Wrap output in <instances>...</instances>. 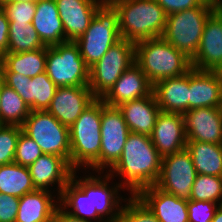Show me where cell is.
I'll return each instance as SVG.
<instances>
[{"label": "cell", "instance_id": "6da1fadb", "mask_svg": "<svg viewBox=\"0 0 222 222\" xmlns=\"http://www.w3.org/2000/svg\"><path fill=\"white\" fill-rule=\"evenodd\" d=\"M161 161L150 136L130 132L120 159L108 169V173L113 178L119 175L120 185L130 195H136L141 189L156 184Z\"/></svg>", "mask_w": 222, "mask_h": 222}, {"label": "cell", "instance_id": "7a4b0ae2", "mask_svg": "<svg viewBox=\"0 0 222 222\" xmlns=\"http://www.w3.org/2000/svg\"><path fill=\"white\" fill-rule=\"evenodd\" d=\"M102 99L96 98L69 128L70 166L100 172Z\"/></svg>", "mask_w": 222, "mask_h": 222}, {"label": "cell", "instance_id": "3957f363", "mask_svg": "<svg viewBox=\"0 0 222 222\" xmlns=\"http://www.w3.org/2000/svg\"><path fill=\"white\" fill-rule=\"evenodd\" d=\"M119 14L121 39L137 43L161 37L167 14L155 0H108Z\"/></svg>", "mask_w": 222, "mask_h": 222}, {"label": "cell", "instance_id": "277c9868", "mask_svg": "<svg viewBox=\"0 0 222 222\" xmlns=\"http://www.w3.org/2000/svg\"><path fill=\"white\" fill-rule=\"evenodd\" d=\"M135 63L152 85L163 79L179 77L192 69L191 59L162 37L135 43Z\"/></svg>", "mask_w": 222, "mask_h": 222}, {"label": "cell", "instance_id": "5b68a950", "mask_svg": "<svg viewBox=\"0 0 222 222\" xmlns=\"http://www.w3.org/2000/svg\"><path fill=\"white\" fill-rule=\"evenodd\" d=\"M214 11L210 1L205 0L198 7L167 15L161 37L192 60L199 48L205 23Z\"/></svg>", "mask_w": 222, "mask_h": 222}, {"label": "cell", "instance_id": "8992f818", "mask_svg": "<svg viewBox=\"0 0 222 222\" xmlns=\"http://www.w3.org/2000/svg\"><path fill=\"white\" fill-rule=\"evenodd\" d=\"M121 40L119 14L106 0L96 11L88 29L75 41L85 64L91 67Z\"/></svg>", "mask_w": 222, "mask_h": 222}, {"label": "cell", "instance_id": "52a82bcc", "mask_svg": "<svg viewBox=\"0 0 222 222\" xmlns=\"http://www.w3.org/2000/svg\"><path fill=\"white\" fill-rule=\"evenodd\" d=\"M45 72L57 87L89 85V67L72 41L47 46Z\"/></svg>", "mask_w": 222, "mask_h": 222}, {"label": "cell", "instance_id": "ba28073f", "mask_svg": "<svg viewBox=\"0 0 222 222\" xmlns=\"http://www.w3.org/2000/svg\"><path fill=\"white\" fill-rule=\"evenodd\" d=\"M135 63V43L121 39L102 58L89 67V88L102 99L122 73Z\"/></svg>", "mask_w": 222, "mask_h": 222}, {"label": "cell", "instance_id": "9c48e42d", "mask_svg": "<svg viewBox=\"0 0 222 222\" xmlns=\"http://www.w3.org/2000/svg\"><path fill=\"white\" fill-rule=\"evenodd\" d=\"M21 127L44 154L62 157L70 164L69 127L60 123L52 114L46 110L30 111Z\"/></svg>", "mask_w": 222, "mask_h": 222}, {"label": "cell", "instance_id": "30bf717a", "mask_svg": "<svg viewBox=\"0 0 222 222\" xmlns=\"http://www.w3.org/2000/svg\"><path fill=\"white\" fill-rule=\"evenodd\" d=\"M77 173V171H73L70 180L83 193H91L92 212H97L105 222H112L123 206L122 201L124 202L127 199L122 198L119 193L124 188L119 182L115 185L112 183V186H110L109 183L113 177L108 172H105L106 174L97 172V175L90 172L85 177H78ZM102 174L103 176H101Z\"/></svg>", "mask_w": 222, "mask_h": 222}, {"label": "cell", "instance_id": "8fae6325", "mask_svg": "<svg viewBox=\"0 0 222 222\" xmlns=\"http://www.w3.org/2000/svg\"><path fill=\"white\" fill-rule=\"evenodd\" d=\"M196 176L192 158L185 148L162 157L160 176L155 186L178 198L190 200Z\"/></svg>", "mask_w": 222, "mask_h": 222}, {"label": "cell", "instance_id": "7c38bea8", "mask_svg": "<svg viewBox=\"0 0 222 222\" xmlns=\"http://www.w3.org/2000/svg\"><path fill=\"white\" fill-rule=\"evenodd\" d=\"M130 133L118 107L106 105L102 100L100 172L108 171L122 154Z\"/></svg>", "mask_w": 222, "mask_h": 222}, {"label": "cell", "instance_id": "4fadbf2b", "mask_svg": "<svg viewBox=\"0 0 222 222\" xmlns=\"http://www.w3.org/2000/svg\"><path fill=\"white\" fill-rule=\"evenodd\" d=\"M2 81L16 91L31 111L47 110L57 89L46 72L32 78L18 73H2Z\"/></svg>", "mask_w": 222, "mask_h": 222}, {"label": "cell", "instance_id": "5bb4252c", "mask_svg": "<svg viewBox=\"0 0 222 222\" xmlns=\"http://www.w3.org/2000/svg\"><path fill=\"white\" fill-rule=\"evenodd\" d=\"M95 99L89 86L57 87L46 111L70 128Z\"/></svg>", "mask_w": 222, "mask_h": 222}, {"label": "cell", "instance_id": "9a60e30c", "mask_svg": "<svg viewBox=\"0 0 222 222\" xmlns=\"http://www.w3.org/2000/svg\"><path fill=\"white\" fill-rule=\"evenodd\" d=\"M28 169L35 189L53 190V193L57 189L56 196L59 198L74 171L64 158L53 154H43ZM54 185L57 188H51Z\"/></svg>", "mask_w": 222, "mask_h": 222}, {"label": "cell", "instance_id": "2e32d148", "mask_svg": "<svg viewBox=\"0 0 222 222\" xmlns=\"http://www.w3.org/2000/svg\"><path fill=\"white\" fill-rule=\"evenodd\" d=\"M150 139L161 157L184 150L187 136L183 114L161 111Z\"/></svg>", "mask_w": 222, "mask_h": 222}, {"label": "cell", "instance_id": "e0dca14e", "mask_svg": "<svg viewBox=\"0 0 222 222\" xmlns=\"http://www.w3.org/2000/svg\"><path fill=\"white\" fill-rule=\"evenodd\" d=\"M187 141L222 144V107H204L183 114Z\"/></svg>", "mask_w": 222, "mask_h": 222}, {"label": "cell", "instance_id": "ac0fdd59", "mask_svg": "<svg viewBox=\"0 0 222 222\" xmlns=\"http://www.w3.org/2000/svg\"><path fill=\"white\" fill-rule=\"evenodd\" d=\"M106 0H55L65 31V40L75 42L90 26L97 9Z\"/></svg>", "mask_w": 222, "mask_h": 222}, {"label": "cell", "instance_id": "d6986e66", "mask_svg": "<svg viewBox=\"0 0 222 222\" xmlns=\"http://www.w3.org/2000/svg\"><path fill=\"white\" fill-rule=\"evenodd\" d=\"M191 64L194 69L210 71L222 66V17L216 10L205 23L199 48Z\"/></svg>", "mask_w": 222, "mask_h": 222}, {"label": "cell", "instance_id": "ffe728a7", "mask_svg": "<svg viewBox=\"0 0 222 222\" xmlns=\"http://www.w3.org/2000/svg\"><path fill=\"white\" fill-rule=\"evenodd\" d=\"M152 92V83L142 69L133 63L122 73L102 100L106 105L117 107L124 102L146 97Z\"/></svg>", "mask_w": 222, "mask_h": 222}, {"label": "cell", "instance_id": "44dd1931", "mask_svg": "<svg viewBox=\"0 0 222 222\" xmlns=\"http://www.w3.org/2000/svg\"><path fill=\"white\" fill-rule=\"evenodd\" d=\"M136 196L160 222H189L186 199L166 193L155 185L141 189Z\"/></svg>", "mask_w": 222, "mask_h": 222}, {"label": "cell", "instance_id": "7402d4cb", "mask_svg": "<svg viewBox=\"0 0 222 222\" xmlns=\"http://www.w3.org/2000/svg\"><path fill=\"white\" fill-rule=\"evenodd\" d=\"M222 107V87L215 71L190 70L189 110Z\"/></svg>", "mask_w": 222, "mask_h": 222}, {"label": "cell", "instance_id": "603a6c76", "mask_svg": "<svg viewBox=\"0 0 222 222\" xmlns=\"http://www.w3.org/2000/svg\"><path fill=\"white\" fill-rule=\"evenodd\" d=\"M190 71L179 77L160 80L153 85L157 104L163 112L184 114L189 110Z\"/></svg>", "mask_w": 222, "mask_h": 222}, {"label": "cell", "instance_id": "cb8c5ba5", "mask_svg": "<svg viewBox=\"0 0 222 222\" xmlns=\"http://www.w3.org/2000/svg\"><path fill=\"white\" fill-rule=\"evenodd\" d=\"M117 107L122 112L130 132L147 136L151 135L157 116L161 112L153 92L146 97L124 102Z\"/></svg>", "mask_w": 222, "mask_h": 222}, {"label": "cell", "instance_id": "d4e9b609", "mask_svg": "<svg viewBox=\"0 0 222 222\" xmlns=\"http://www.w3.org/2000/svg\"><path fill=\"white\" fill-rule=\"evenodd\" d=\"M52 194V191L36 189L20 197L15 222H52L59 207V197Z\"/></svg>", "mask_w": 222, "mask_h": 222}, {"label": "cell", "instance_id": "484cf974", "mask_svg": "<svg viewBox=\"0 0 222 222\" xmlns=\"http://www.w3.org/2000/svg\"><path fill=\"white\" fill-rule=\"evenodd\" d=\"M45 46L66 42L55 0H39L31 23Z\"/></svg>", "mask_w": 222, "mask_h": 222}, {"label": "cell", "instance_id": "4316f807", "mask_svg": "<svg viewBox=\"0 0 222 222\" xmlns=\"http://www.w3.org/2000/svg\"><path fill=\"white\" fill-rule=\"evenodd\" d=\"M47 46L34 51L6 53L2 56V73L35 77L46 71Z\"/></svg>", "mask_w": 222, "mask_h": 222}, {"label": "cell", "instance_id": "83f0119b", "mask_svg": "<svg viewBox=\"0 0 222 222\" xmlns=\"http://www.w3.org/2000/svg\"><path fill=\"white\" fill-rule=\"evenodd\" d=\"M186 150L197 174L222 177V144L187 141Z\"/></svg>", "mask_w": 222, "mask_h": 222}, {"label": "cell", "instance_id": "f1b7e54d", "mask_svg": "<svg viewBox=\"0 0 222 222\" xmlns=\"http://www.w3.org/2000/svg\"><path fill=\"white\" fill-rule=\"evenodd\" d=\"M59 206L69 215L91 222H105L92 212L91 193H83L71 180L64 187Z\"/></svg>", "mask_w": 222, "mask_h": 222}, {"label": "cell", "instance_id": "f546056e", "mask_svg": "<svg viewBox=\"0 0 222 222\" xmlns=\"http://www.w3.org/2000/svg\"><path fill=\"white\" fill-rule=\"evenodd\" d=\"M36 190L30 176L28 167L21 166L15 162L0 166V192L22 197Z\"/></svg>", "mask_w": 222, "mask_h": 222}, {"label": "cell", "instance_id": "4dcf8cb0", "mask_svg": "<svg viewBox=\"0 0 222 222\" xmlns=\"http://www.w3.org/2000/svg\"><path fill=\"white\" fill-rule=\"evenodd\" d=\"M30 111L16 91L1 80L0 125L22 126Z\"/></svg>", "mask_w": 222, "mask_h": 222}, {"label": "cell", "instance_id": "1f68e13d", "mask_svg": "<svg viewBox=\"0 0 222 222\" xmlns=\"http://www.w3.org/2000/svg\"><path fill=\"white\" fill-rule=\"evenodd\" d=\"M44 47L31 23H9L7 53L34 51Z\"/></svg>", "mask_w": 222, "mask_h": 222}, {"label": "cell", "instance_id": "d6a6232c", "mask_svg": "<svg viewBox=\"0 0 222 222\" xmlns=\"http://www.w3.org/2000/svg\"><path fill=\"white\" fill-rule=\"evenodd\" d=\"M190 200L222 204V177L197 174L191 189Z\"/></svg>", "mask_w": 222, "mask_h": 222}, {"label": "cell", "instance_id": "836d02e7", "mask_svg": "<svg viewBox=\"0 0 222 222\" xmlns=\"http://www.w3.org/2000/svg\"><path fill=\"white\" fill-rule=\"evenodd\" d=\"M124 204L112 222H160L136 195H130Z\"/></svg>", "mask_w": 222, "mask_h": 222}, {"label": "cell", "instance_id": "e575fe53", "mask_svg": "<svg viewBox=\"0 0 222 222\" xmlns=\"http://www.w3.org/2000/svg\"><path fill=\"white\" fill-rule=\"evenodd\" d=\"M21 126L0 125V166L14 162Z\"/></svg>", "mask_w": 222, "mask_h": 222}, {"label": "cell", "instance_id": "d590c367", "mask_svg": "<svg viewBox=\"0 0 222 222\" xmlns=\"http://www.w3.org/2000/svg\"><path fill=\"white\" fill-rule=\"evenodd\" d=\"M44 153L37 143L21 131L14 156V162L24 167H29Z\"/></svg>", "mask_w": 222, "mask_h": 222}, {"label": "cell", "instance_id": "8d00e7d4", "mask_svg": "<svg viewBox=\"0 0 222 222\" xmlns=\"http://www.w3.org/2000/svg\"><path fill=\"white\" fill-rule=\"evenodd\" d=\"M5 11L9 23H32L36 11V3L19 2L0 4Z\"/></svg>", "mask_w": 222, "mask_h": 222}, {"label": "cell", "instance_id": "74e56055", "mask_svg": "<svg viewBox=\"0 0 222 222\" xmlns=\"http://www.w3.org/2000/svg\"><path fill=\"white\" fill-rule=\"evenodd\" d=\"M218 206L211 201L187 200L189 222H211Z\"/></svg>", "mask_w": 222, "mask_h": 222}, {"label": "cell", "instance_id": "f35d334b", "mask_svg": "<svg viewBox=\"0 0 222 222\" xmlns=\"http://www.w3.org/2000/svg\"><path fill=\"white\" fill-rule=\"evenodd\" d=\"M19 198L0 192V222H15Z\"/></svg>", "mask_w": 222, "mask_h": 222}, {"label": "cell", "instance_id": "ab89813d", "mask_svg": "<svg viewBox=\"0 0 222 222\" xmlns=\"http://www.w3.org/2000/svg\"><path fill=\"white\" fill-rule=\"evenodd\" d=\"M167 15L200 6L205 0H155Z\"/></svg>", "mask_w": 222, "mask_h": 222}, {"label": "cell", "instance_id": "60d3db41", "mask_svg": "<svg viewBox=\"0 0 222 222\" xmlns=\"http://www.w3.org/2000/svg\"><path fill=\"white\" fill-rule=\"evenodd\" d=\"M9 37V20L0 6V56L7 53Z\"/></svg>", "mask_w": 222, "mask_h": 222}, {"label": "cell", "instance_id": "b9f144b4", "mask_svg": "<svg viewBox=\"0 0 222 222\" xmlns=\"http://www.w3.org/2000/svg\"><path fill=\"white\" fill-rule=\"evenodd\" d=\"M52 222H91L75 218L65 212L60 206L56 209Z\"/></svg>", "mask_w": 222, "mask_h": 222}, {"label": "cell", "instance_id": "7bdbcfd3", "mask_svg": "<svg viewBox=\"0 0 222 222\" xmlns=\"http://www.w3.org/2000/svg\"><path fill=\"white\" fill-rule=\"evenodd\" d=\"M211 222H222V204L218 206Z\"/></svg>", "mask_w": 222, "mask_h": 222}, {"label": "cell", "instance_id": "ee69618b", "mask_svg": "<svg viewBox=\"0 0 222 222\" xmlns=\"http://www.w3.org/2000/svg\"><path fill=\"white\" fill-rule=\"evenodd\" d=\"M39 0H0V4H12V3H19V2H32L37 3Z\"/></svg>", "mask_w": 222, "mask_h": 222}, {"label": "cell", "instance_id": "f6af8a7d", "mask_svg": "<svg viewBox=\"0 0 222 222\" xmlns=\"http://www.w3.org/2000/svg\"><path fill=\"white\" fill-rule=\"evenodd\" d=\"M209 1L215 10L222 4V0H209Z\"/></svg>", "mask_w": 222, "mask_h": 222}, {"label": "cell", "instance_id": "bcb514c9", "mask_svg": "<svg viewBox=\"0 0 222 222\" xmlns=\"http://www.w3.org/2000/svg\"><path fill=\"white\" fill-rule=\"evenodd\" d=\"M215 72L217 73L218 77H219V80H220V84H221V87H222V66L217 68L215 70Z\"/></svg>", "mask_w": 222, "mask_h": 222}, {"label": "cell", "instance_id": "7dc6e473", "mask_svg": "<svg viewBox=\"0 0 222 222\" xmlns=\"http://www.w3.org/2000/svg\"><path fill=\"white\" fill-rule=\"evenodd\" d=\"M2 80V56H0V81Z\"/></svg>", "mask_w": 222, "mask_h": 222}, {"label": "cell", "instance_id": "c3c4849f", "mask_svg": "<svg viewBox=\"0 0 222 222\" xmlns=\"http://www.w3.org/2000/svg\"><path fill=\"white\" fill-rule=\"evenodd\" d=\"M216 12L222 17V4L216 9Z\"/></svg>", "mask_w": 222, "mask_h": 222}]
</instances>
